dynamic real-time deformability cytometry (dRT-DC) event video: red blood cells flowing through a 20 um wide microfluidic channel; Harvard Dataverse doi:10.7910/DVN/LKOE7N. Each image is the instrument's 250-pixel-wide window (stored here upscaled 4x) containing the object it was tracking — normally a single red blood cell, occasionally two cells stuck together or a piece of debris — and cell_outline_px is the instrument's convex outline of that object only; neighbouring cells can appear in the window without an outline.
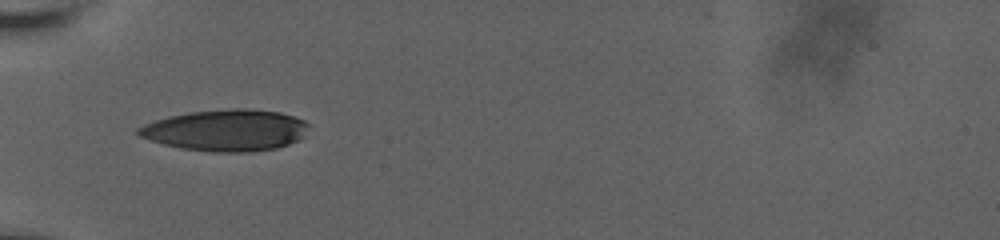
{"species": "human", "species_latin": "Homo sapiens", "temperature_condition": "room temperature", "stored_images_in_passage": 52, "camera_frame_rate_fps": 3000, "um_per_image_px": 0.085, "donor": {"sex": "male"}, "frame": {"image": 1, "passage_image": 1, "time_ms": 0.0, "image_size_px": [1000, 240], "cell_outline_px": [[308, 124], [304, 136], [288, 144], [276, 148], [248, 152], [212, 152], [180, 148], [164, 144], [140, 136], [136, 132], [136, 128], [144, 124], [156, 120], [188, 112], [232, 108], [248, 108], [280, 112], [296, 116], [304, 120]], "centroid_in_image_um": [19.22, 11.06], "position_along_channel_um": 65.8, "area_um2": 41.1}}
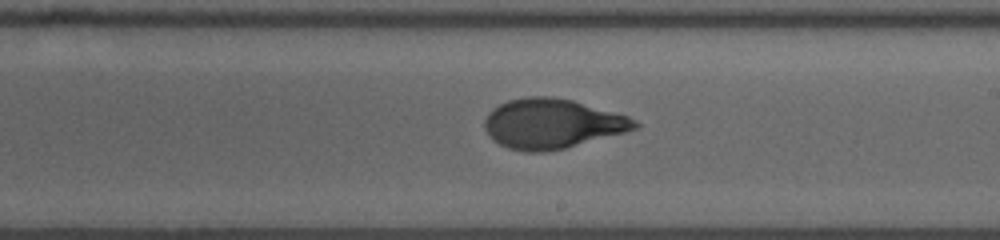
{"frame": {"image": 2, "passage_image": 21, "time_ms": 5.0, "image_size_px": [1000, 240], "cell_outline_px": [[640, 124], [636, 128], [624, 132], [564, 148], [544, 152], [524, 152], [508, 148], [492, 140], [488, 136], [484, 128], [484, 120], [488, 112], [492, 108], [508, 100], [528, 96], [552, 96], [572, 100], [628, 116], [636, 120]], "centroid_in_image_um": [46.87, 10.51], "position_along_channel_um": 242.1, "area_um2": 43.47}}
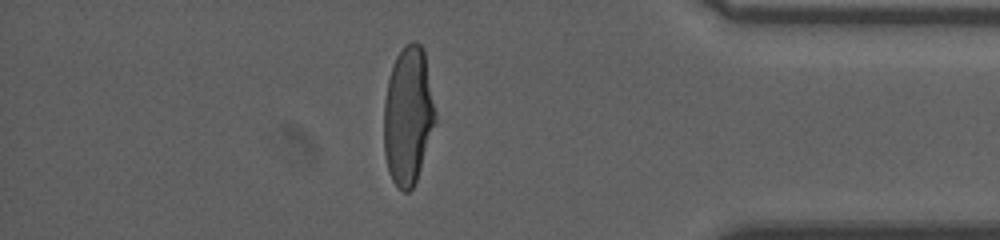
{"frame": {"image": 3, "passage_image": 42, "time_ms": 10.0, "image_size_px": [1000, 240], "cell_outline_px": [[436, 120], [416, 180], [412, 188], [408, 192], [404, 192], [392, 180], [388, 172], [384, 152], [384, 100], [388, 80], [392, 64], [396, 56], [412, 40], [416, 40], [424, 48], [436, 112]], "centroid_in_image_um": [34.68, 9.81], "position_along_channel_um": 400.5, "area_um2": 41.33}, "authors_computed_cell_mechanics": {"area_um2": 42.8009, "velocity_mm_per_s": 3.653, "shape_relaxation_time_tau1_ms": 5.2326, "shape_relaxation_time_tau2_ms": 0.9813, "deformation_change_tau1": 0.2254, "deformation_change_tau2": 0.0669}}